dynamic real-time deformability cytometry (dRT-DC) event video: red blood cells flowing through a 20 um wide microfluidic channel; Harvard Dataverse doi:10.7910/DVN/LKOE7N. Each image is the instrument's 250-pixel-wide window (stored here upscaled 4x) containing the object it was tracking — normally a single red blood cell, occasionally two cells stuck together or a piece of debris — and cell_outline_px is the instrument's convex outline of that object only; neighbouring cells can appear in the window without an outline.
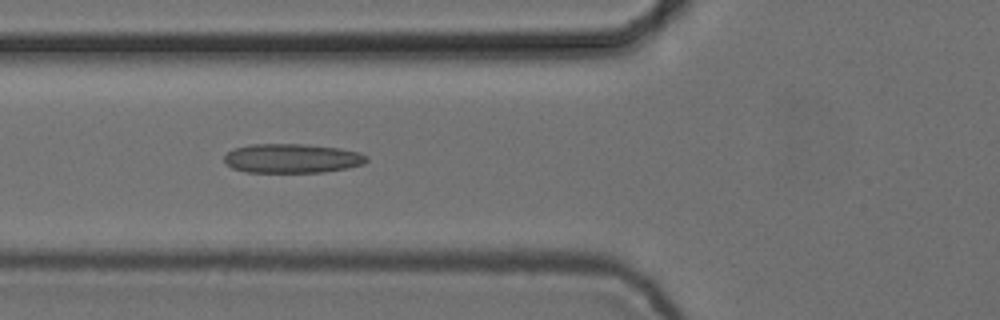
{"species": "common noctule bat (a hibernating species)", "species_latin": "Nyctalus noctula", "temperature_condition": "cold", "stored_images_in_passage": 8, "camera_frame_rate_fps": 3000, "um_per_image_px": 0.085, "animal": {"sex": "female", "body_mass_g": 24.6, "forearm_length_mm": 56.2}, "frame": {"image": 1, "passage_image": 6, "time_ms": 1.667, "image_size_px": [1000, 320], "cell_outline_px": [[368, 160], [364, 164], [348, 168], [324, 172], [244, 172], [232, 168], [224, 160], [224, 156], [228, 152], [236, 148], [252, 144], [304, 144], [340, 148], [360, 152], [368, 156]], "centroid_in_image_um": [24.87, 13.46], "position_along_channel_um": 100.9, "area_um2": 24.33}}
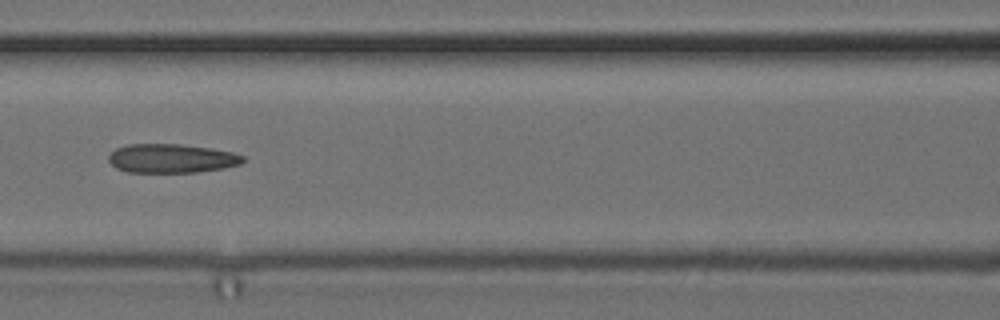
{"frame": {"image": 2, "passage_image": 7, "time_ms": 2.0, "image_size_px": [1000, 320], "cell_outline_px": [[244, 160], [240, 164], [220, 168], [196, 172], [128, 172], [116, 168], [108, 160], [108, 156], [116, 148], [128, 144], [180, 144], [212, 148], [232, 152], [244, 156]], "centroid_in_image_um": [14.56, 13.45], "position_along_channel_um": 152.0, "area_um2": 22.54}}
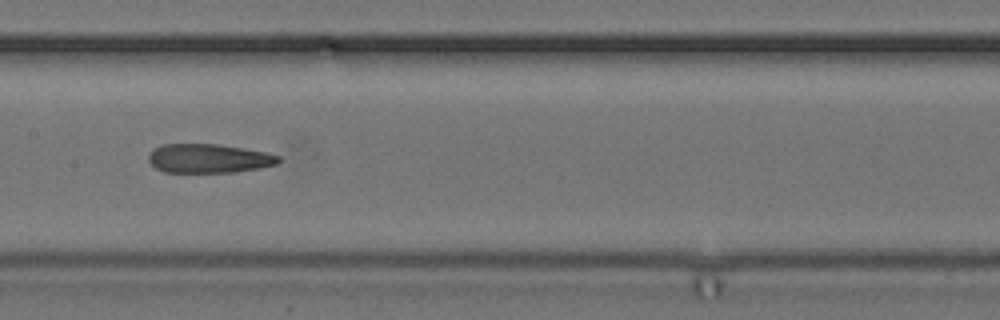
{"frame": {"image": 3, "passage_image": 8, "time_ms": 2.333, "image_size_px": [1000, 320], "cell_outline_px": [[280, 160], [276, 164], [260, 168], [236, 172], [164, 172], [156, 168], [148, 160], [148, 156], [152, 148], [160, 144], [216, 144], [268, 152], [280, 156]], "centroid_in_image_um": [17.73, 13.46], "position_along_channel_um": 189.7, "area_um2": 22.08}}